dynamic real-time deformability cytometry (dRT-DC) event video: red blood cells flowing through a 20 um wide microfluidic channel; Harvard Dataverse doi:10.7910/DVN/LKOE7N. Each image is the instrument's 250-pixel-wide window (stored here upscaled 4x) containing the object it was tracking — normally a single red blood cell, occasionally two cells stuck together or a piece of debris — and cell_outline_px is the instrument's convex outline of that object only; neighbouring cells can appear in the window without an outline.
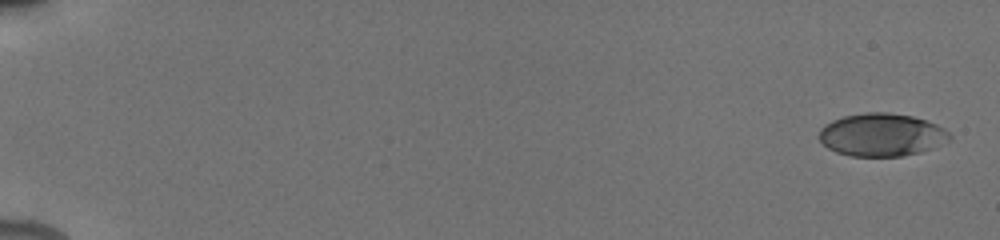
{"species": "human", "species_latin": "Homo sapiens", "temperature_condition": "cold", "stored_images_in_passage": 6, "camera_frame_rate_fps": 3000, "um_per_image_px": 0.085, "donor": {"sex": "male"}, "frame": {"image": 1, "passage_image": 1, "time_ms": 0.0, "image_size_px": [1000, 240], "cell_outline_px": [[952, 140], [932, 148], [920, 152], [900, 156], [852, 156], [836, 152], [828, 148], [820, 140], [820, 128], [824, 124], [832, 120], [844, 116], [864, 112], [888, 112], [912, 116], [936, 124], [944, 128], [952, 136]], "centroid_in_image_um": [74.95, 11.45], "position_along_channel_um": 10.0, "area_um2": 32.66}}
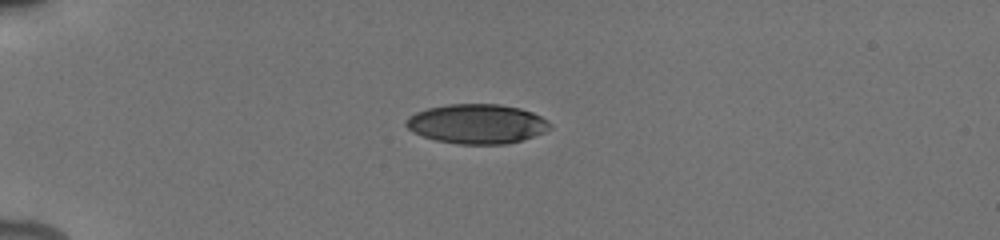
{"frame": {"image": 2, "passage_image": 5, "time_ms": 4.667, "image_size_px": [1000, 240], "cell_outline_px": [[552, 128], [544, 132], [508, 144], [460, 144], [436, 140], [412, 132], [404, 124], [404, 120], [408, 116], [416, 112], [428, 108], [448, 104], [500, 104], [520, 108], [532, 112], [548, 120], [552, 124]], "centroid_in_image_um": [40.53, 10.52], "position_along_channel_um": 44.5, "area_um2": 33.23}}